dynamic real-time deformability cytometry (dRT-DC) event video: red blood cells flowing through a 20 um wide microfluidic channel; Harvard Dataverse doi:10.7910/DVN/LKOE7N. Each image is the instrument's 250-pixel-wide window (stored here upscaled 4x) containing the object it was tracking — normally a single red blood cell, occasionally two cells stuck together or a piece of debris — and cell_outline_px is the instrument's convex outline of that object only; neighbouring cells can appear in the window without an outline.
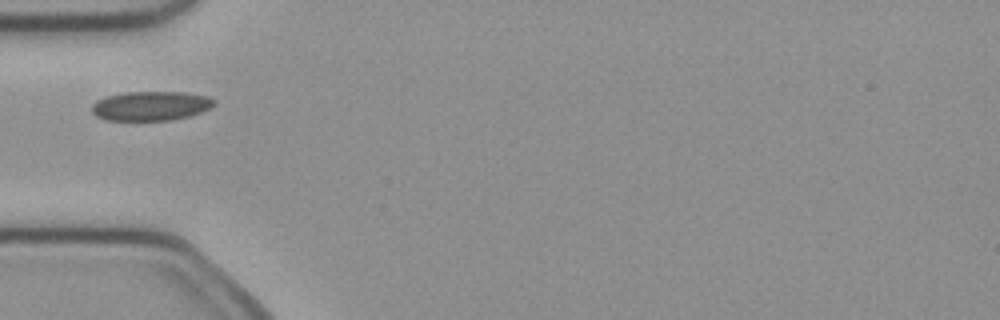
{"species": "common noctule bat (a hibernating species)", "species_latin": "Nyctalus noctula", "temperature_condition": "cold", "stored_images_in_passage": 36, "camera_frame_rate_fps": 3000, "um_per_image_px": 0.085, "animal": {"sex": "female", "body_mass_g": 21.9}, "frame": {"image": 1, "passage_image": 1, "time_ms": 0.0, "image_size_px": [1000, 320], "cell_outline_px": [[216, 104], [200, 112], [188, 116], [172, 120], [104, 120], [96, 116], [92, 112], [92, 104], [96, 100], [104, 96], [124, 92], [184, 92], [208, 96], [216, 100]], "centroid_in_image_um": [12.79, 8.99], "position_along_channel_um": 72.2, "area_um2": 21.04}}
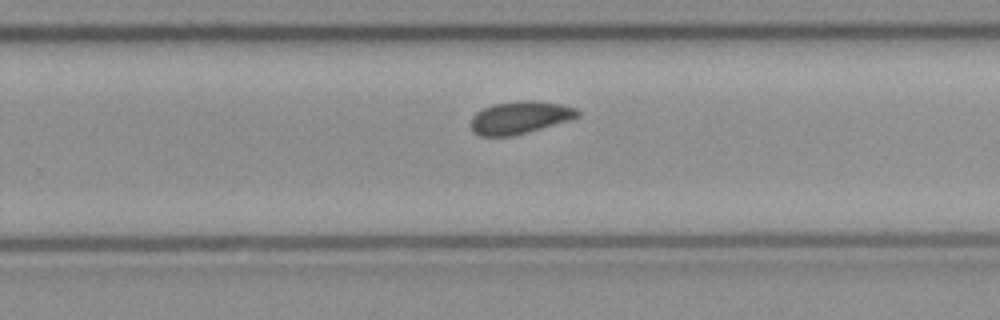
{"frame": {"image": 2, "passage_image": 17, "time_ms": 5.333, "image_size_px": [1000, 320], "cell_outline_px": [[580, 116], [568, 120], [528, 132], [512, 136], [480, 136], [472, 132], [468, 124], [472, 116], [476, 112], [492, 104], [516, 100], [532, 100], [560, 104], [576, 108], [580, 112]], "centroid_in_image_um": [44.12, 9.99], "position_along_channel_um": 285.7, "area_um2": 20.46}}
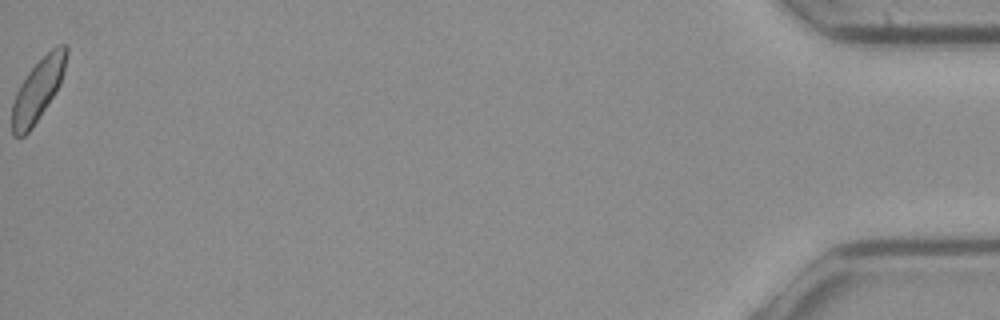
{"frame": {"image": 3, "passage_image": 36, "time_ms": 11.667, "image_size_px": [1000, 320], "cell_outline_px": [[68, 52], [60, 84], [56, 92], [32, 128], [24, 136], [12, 136], [12, 104], [16, 92], [20, 84], [28, 72], [56, 44], [64, 44], [68, 48]], "centroid_in_image_um": [3.22, 7.64], "position_along_channel_um": 432.0, "area_um2": 19.48}}